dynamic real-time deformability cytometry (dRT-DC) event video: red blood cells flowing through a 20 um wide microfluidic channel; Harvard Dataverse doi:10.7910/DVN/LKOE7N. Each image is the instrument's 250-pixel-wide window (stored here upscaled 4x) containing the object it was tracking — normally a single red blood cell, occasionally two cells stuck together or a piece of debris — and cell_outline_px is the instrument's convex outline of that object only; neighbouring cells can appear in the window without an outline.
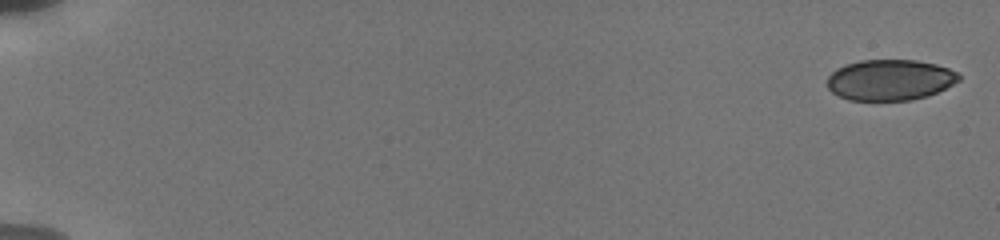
{"species": "human", "species_latin": "Homo sapiens", "temperature_condition": "cold", "stored_images_in_passage": 45, "camera_frame_rate_fps": 3000, "um_per_image_px": 0.085, "donor": {"sex": "male"}, "frame": {"image": 1, "passage_image": 1, "time_ms": 0.0, "image_size_px": [1000, 240], "cell_outline_px": [[960, 80], [928, 96], [912, 100], [848, 100], [832, 92], [828, 88], [828, 76], [836, 68], [844, 64], [860, 60], [916, 60], [936, 64], [960, 72]], "centroid_in_image_um": [75.65, 6.78], "position_along_channel_um": 9.4, "area_um2": 31.44}}
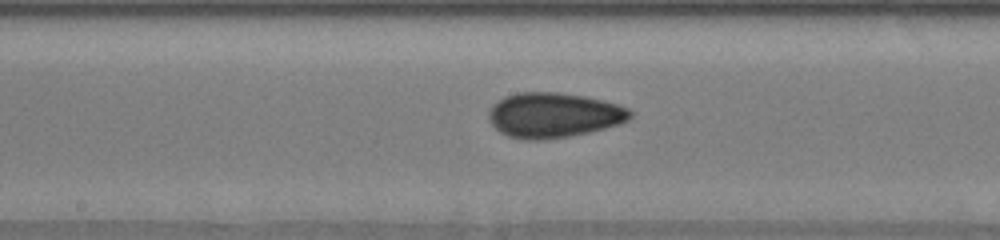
{"frame": {"image": 2, "passage_image": 16, "time_ms": 10.0, "image_size_px": [1000, 240], "cell_outline_px": [[632, 116], [628, 120], [620, 124], [588, 132], [568, 136], [544, 140], [524, 140], [508, 136], [500, 132], [488, 120], [488, 112], [492, 104], [504, 96], [520, 92], [560, 92], [584, 96], [604, 100], [628, 108], [632, 112]], "centroid_in_image_um": [47.04, 9.78], "position_along_channel_um": 201.2, "area_um2": 37.28}}
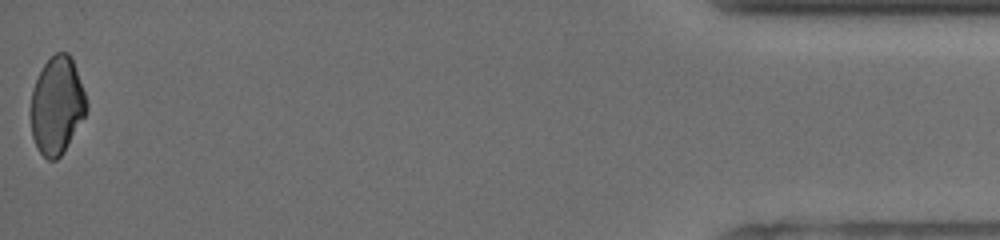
{"frame": {"image": 3, "passage_image": 45, "time_ms": 18.0, "image_size_px": [1000, 240], "cell_outline_px": [[88, 108], [84, 116], [64, 152], [56, 160], [48, 160], [36, 148], [32, 136], [32, 88], [44, 64], [56, 52], [68, 52], [72, 60], [84, 92], [88, 104]], "centroid_in_image_um": [4.84, 8.99], "position_along_channel_um": 430.4, "area_um2": 31.15}, "authors_computed_cell_mechanics": {"area_um2": 33.9864, "velocity_mm_per_s": 3.8448, "shape_relaxation_time_tau1_ms": null, "shape_relaxation_time_tau2_ms": 1.9108, "deformation_change_tau1": null, "deformation_change_tau2": 0.0685}}